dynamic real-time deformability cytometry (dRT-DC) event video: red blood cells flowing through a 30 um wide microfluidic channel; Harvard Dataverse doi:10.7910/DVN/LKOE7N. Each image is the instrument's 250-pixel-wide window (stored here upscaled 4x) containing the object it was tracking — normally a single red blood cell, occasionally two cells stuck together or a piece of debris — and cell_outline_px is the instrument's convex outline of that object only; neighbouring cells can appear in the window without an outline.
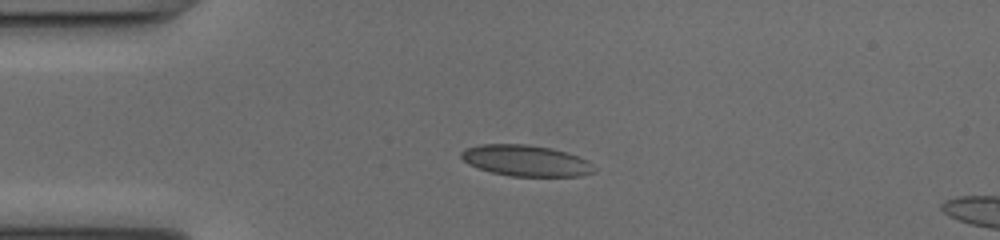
{"species": "common noctule bat (a hibernating species)", "species_latin": "Nyctalus noctula", "temperature_condition": "cold", "stored_images_in_passage": 14, "camera_frame_rate_fps": 3000, "um_per_image_px": 0.085, "animal": {"sex": "female", "body_mass_g": 17.0, "forearm_length_mm": 48.0}, "frame": {"image": 1, "passage_image": 10, "time_ms": 3.0, "image_size_px": [1000, 240], "cell_outline_px": [[592, 172], [580, 176], [508, 176], [492, 172], [468, 164], [460, 156], [460, 152], [468, 148], [480, 144], [524, 144], [552, 148], [568, 152], [584, 160]], "centroid_in_image_um": [44.6, 13.64], "position_along_channel_um": 40.4, "area_um2": 23.52}}